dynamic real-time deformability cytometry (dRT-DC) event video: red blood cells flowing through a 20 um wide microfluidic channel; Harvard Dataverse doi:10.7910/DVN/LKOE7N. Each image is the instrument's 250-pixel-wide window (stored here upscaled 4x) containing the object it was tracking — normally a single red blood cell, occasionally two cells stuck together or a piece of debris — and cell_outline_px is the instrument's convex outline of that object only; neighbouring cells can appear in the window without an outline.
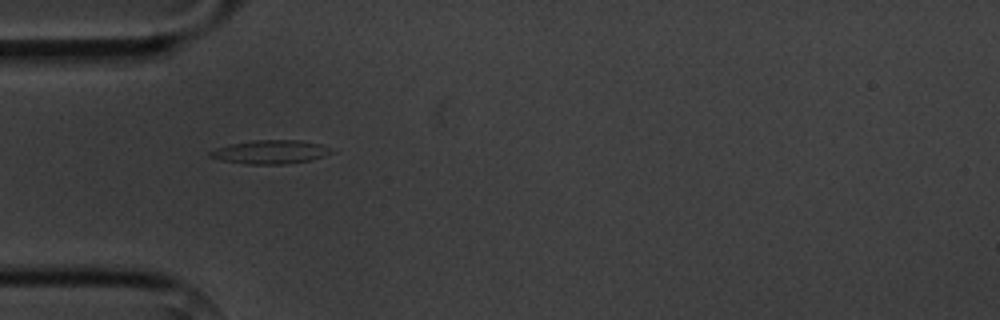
{"species": "common noctule bat (a hibernating species)", "species_latin": "Nyctalus noctula", "temperature_condition": "cold", "stored_images_in_passage": 6, "camera_frame_rate_fps": 3000, "um_per_image_px": 0.085, "animal": {"sex": "male", "body_mass_g": 20.1, "forearm_length_mm": 53.5}, "frame": {"image": 1, "passage_image": 5, "time_ms": 5.667, "image_size_px": [1000, 320], "cell_outline_px": [[336, 152], [312, 160], [284, 164], [244, 164], [220, 160], [208, 156], [208, 152], [216, 148], [232, 144], [252, 140], [300, 140], [320, 144]], "centroid_in_image_um": [22.98, 12.92], "position_along_channel_um": 62.0, "area_um2": 16.76}}
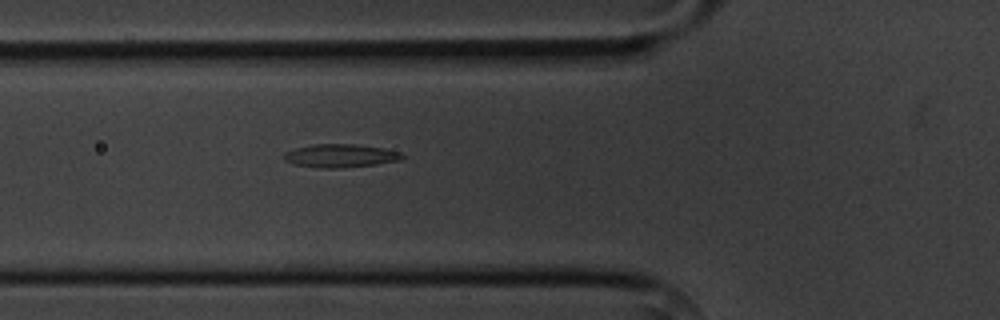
{"frame": {"image": 2, "passage_image": 6, "time_ms": 6.667, "image_size_px": [1000, 320], "cell_outline_px": [[404, 156], [400, 160], [376, 164], [340, 168], [320, 168], [292, 164], [284, 160], [284, 152], [296, 148], [312, 144], [356, 144], [384, 148], [400, 152]], "centroid_in_image_um": [28.91, 13.24], "position_along_channel_um": 96.9, "area_um2": 16.07}}